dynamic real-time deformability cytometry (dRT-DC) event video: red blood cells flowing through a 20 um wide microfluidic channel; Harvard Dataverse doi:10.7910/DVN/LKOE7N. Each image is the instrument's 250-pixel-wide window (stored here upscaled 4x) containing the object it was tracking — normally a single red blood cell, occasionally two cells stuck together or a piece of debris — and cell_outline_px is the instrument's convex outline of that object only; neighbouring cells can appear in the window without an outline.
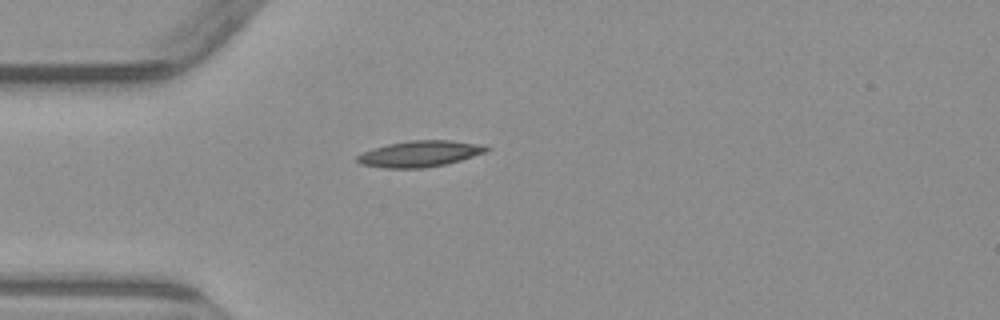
{"species": "common noctule bat (a hibernating species)", "species_latin": "Nyctalus noctula", "temperature_condition": "warm", "stored_images_in_passage": 1, "camera_frame_rate_fps": 3000, "um_per_image_px": 0.085, "animal": {"sex": "male", "body_mass_g": 23.1, "forearm_length_mm": 52.7}, "frame": {"image": 1, "passage_image": 1, "time_ms": 0.0, "image_size_px": [1000, 320], "cell_outline_px": [[492, 148], [488, 152], [460, 160], [444, 164], [420, 168], [384, 168], [360, 164], [356, 160], [356, 156], [372, 148], [388, 144], [408, 140], [452, 140], [484, 144]], "centroid_in_image_um": [35.72, 13.06], "position_along_channel_um": 49.3, "area_um2": 19.83}}